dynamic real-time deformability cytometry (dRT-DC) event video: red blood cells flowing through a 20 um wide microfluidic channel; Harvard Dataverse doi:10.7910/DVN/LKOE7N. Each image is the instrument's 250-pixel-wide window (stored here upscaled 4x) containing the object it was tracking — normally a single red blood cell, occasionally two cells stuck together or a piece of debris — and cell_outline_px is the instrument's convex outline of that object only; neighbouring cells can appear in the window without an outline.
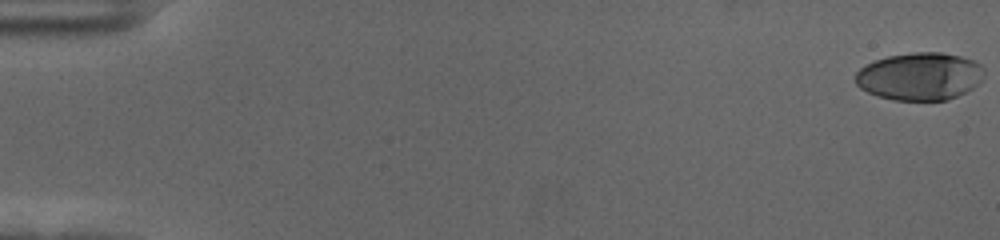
{"species": "human", "species_latin": "Homo sapiens", "temperature_condition": "cold", "stored_images_in_passage": 59, "camera_frame_rate_fps": 3000, "um_per_image_px": 0.085, "donor": {"sex": "female"}, "frame": {"image": 1, "passage_image": 1, "time_ms": 0.0, "image_size_px": [1000, 240], "cell_outline_px": [[984, 76], [972, 88], [948, 100], [892, 100], [868, 92], [860, 88], [856, 84], [856, 72], [860, 68], [876, 60], [888, 56], [912, 52], [940, 52], [960, 56], [976, 60], [984, 68]], "centroid_in_image_um": [78.2, 6.48], "position_along_channel_um": 6.8, "area_um2": 35.66}}
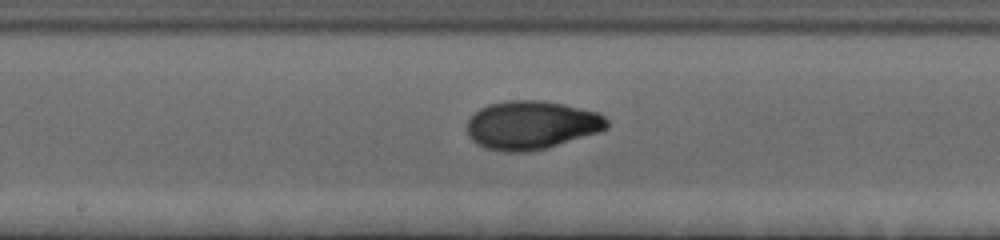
{"frame": {"image": 2, "passage_image": 32, "time_ms": 10.333, "image_size_px": [1000, 240], "cell_outline_px": [[608, 128], [600, 132], [544, 148], [524, 152], [504, 152], [484, 148], [476, 144], [468, 136], [468, 120], [480, 108], [488, 104], [508, 100], [544, 100], [564, 104], [600, 112], [608, 120]], "centroid_in_image_um": [45.19, 10.62], "position_along_channel_um": 203.0, "area_um2": 39.71}}
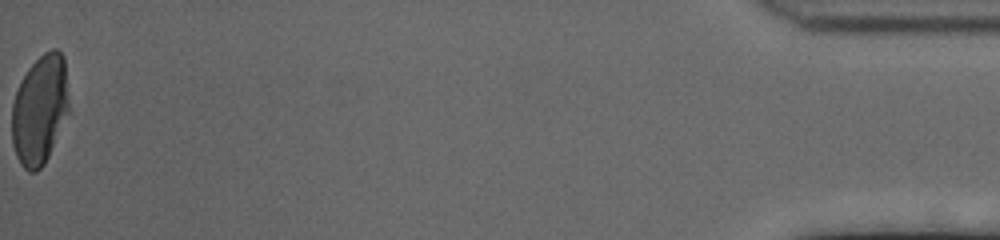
{"frame": {"image": 3, "passage_image": 59, "time_ms": 19.333, "image_size_px": [1000, 240], "cell_outline_px": [[68, 112], [48, 156], [44, 164], [36, 172], [28, 172], [20, 164], [16, 156], [12, 144], [12, 104], [20, 80], [28, 68], [44, 52], [52, 48], [56, 48], [64, 56], [68, 104]], "centroid_in_image_um": [3.35, 9.32], "position_along_channel_um": 431.8, "area_um2": 36.18}, "authors_computed_cell_mechanics": {"area_um2": 37.281, "velocity_mm_per_s": 3.5504, "shape_relaxation_time_tau1_ms": 4.2513, "shape_relaxation_time_tau2_ms": 0.9672, "deformation_change_tau1": 0.203, "deformation_change_tau2": 0.0403}}